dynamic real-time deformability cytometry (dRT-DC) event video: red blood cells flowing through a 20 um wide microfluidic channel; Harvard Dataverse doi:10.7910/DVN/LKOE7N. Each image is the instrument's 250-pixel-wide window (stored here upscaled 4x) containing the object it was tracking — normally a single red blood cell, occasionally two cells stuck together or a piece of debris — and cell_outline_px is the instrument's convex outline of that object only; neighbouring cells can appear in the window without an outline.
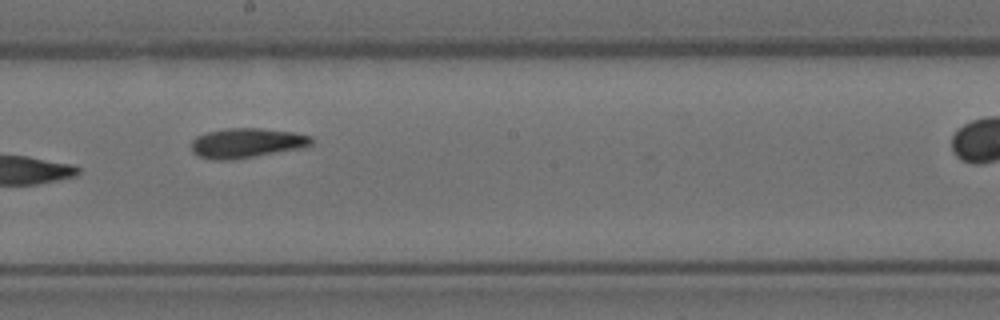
{"species": "Egyptian fruit bat (a non-hibernating species)", "species_latin": "Rousettus aegyptiacus", "temperature_condition": "room temperature", "stored_images_in_passage": 13, "camera_frame_rate_fps": 3000, "um_per_image_px": 0.085, "animal": {"sex": "female"}, "frame": {"image": 1, "passage_image": 6, "time_ms": 1.667, "image_size_px": [1000, 320], "cell_outline_px": [[312, 144], [300, 148], [228, 160], [212, 160], [200, 156], [192, 152], [192, 140], [196, 136], [208, 132], [224, 128], [260, 128], [292, 132], [312, 136]], "centroid_in_image_um": [20.93, 12.14], "position_along_channel_um": 227.3, "area_um2": 20.52}}
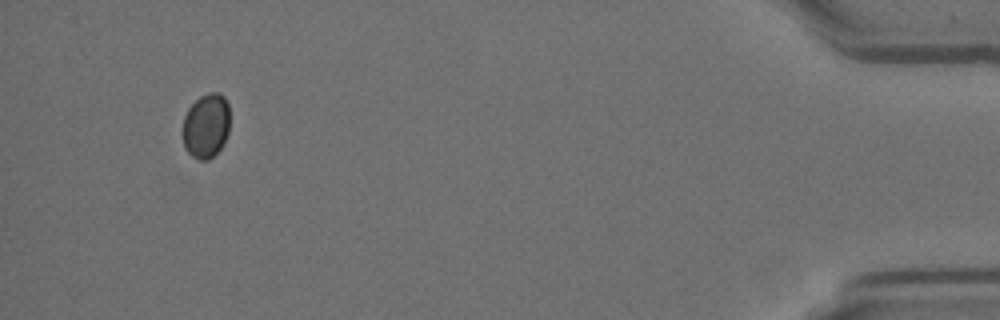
{"frame": {"image": 2, "passage_image": 13, "time_ms": 4.0, "image_size_px": [1000, 320], "cell_outline_px": [[228, 132], [224, 144], [208, 160], [200, 160], [192, 156], [184, 148], [184, 116], [188, 108], [200, 96], [208, 92], [220, 92], [224, 96], [228, 104]], "centroid_in_image_um": [17.53, 10.67], "position_along_channel_um": 417.7, "area_um2": 17.63}}